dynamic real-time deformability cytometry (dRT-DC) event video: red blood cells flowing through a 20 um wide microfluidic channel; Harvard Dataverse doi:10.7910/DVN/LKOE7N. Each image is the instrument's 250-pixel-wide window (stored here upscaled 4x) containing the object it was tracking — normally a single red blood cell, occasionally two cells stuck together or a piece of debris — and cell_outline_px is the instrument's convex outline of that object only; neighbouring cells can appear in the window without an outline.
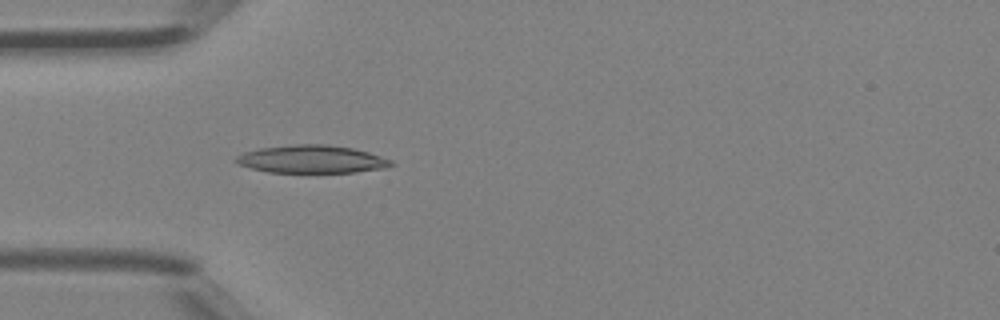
{"species": "Egyptian fruit bat (a non-hibernating species)", "species_latin": "Rousettus aegyptiacus", "temperature_condition": "room temperature", "stored_images_in_passage": 2, "camera_frame_rate_fps": 3000, "um_per_image_px": 0.085, "animal": {"sex": "female"}, "frame": {"image": 1, "passage_image": 2, "time_ms": 0.333, "image_size_px": [1000, 320], "cell_outline_px": [[396, 164], [384, 168], [356, 172], [268, 172], [252, 168], [240, 164], [232, 160], [236, 156], [244, 152], [260, 148], [292, 144], [328, 144], [352, 148], [368, 152], [392, 160]], "centroid_in_image_um": [26.5, 13.52], "position_along_channel_um": 58.5, "area_um2": 25.14}}